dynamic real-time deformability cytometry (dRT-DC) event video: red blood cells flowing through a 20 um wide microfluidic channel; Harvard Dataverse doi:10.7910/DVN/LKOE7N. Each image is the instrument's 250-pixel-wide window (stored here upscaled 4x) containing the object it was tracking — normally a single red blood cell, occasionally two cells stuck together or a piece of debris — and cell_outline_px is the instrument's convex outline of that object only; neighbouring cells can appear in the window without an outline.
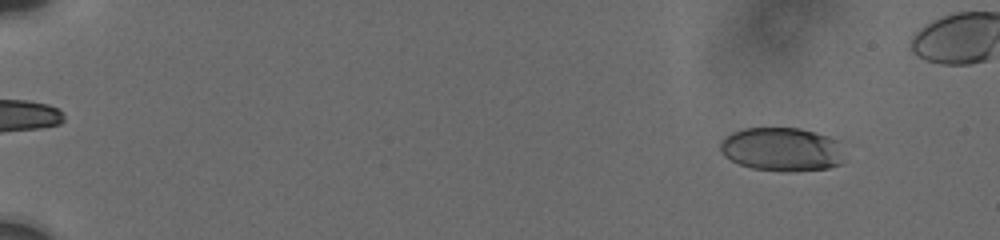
{"species": "human", "species_latin": "Homo sapiens", "temperature_condition": "cold", "stored_images_in_passage": 19, "camera_frame_rate_fps": 3000, "um_per_image_px": 0.085, "donor": {"sex": "male"}, "frame": {"image": 1, "passage_image": 3, "time_ms": 1.333, "image_size_px": [1000, 240], "cell_outline_px": [[840, 164], [828, 168], [792, 172], [788, 172], [752, 168], [740, 164], [724, 156], [720, 152], [720, 144], [732, 132], [744, 128], [800, 128], [816, 132], [840, 140]], "centroid_in_image_um": [66.45, 12.69], "position_along_channel_um": 18.5, "area_um2": 31.5}}
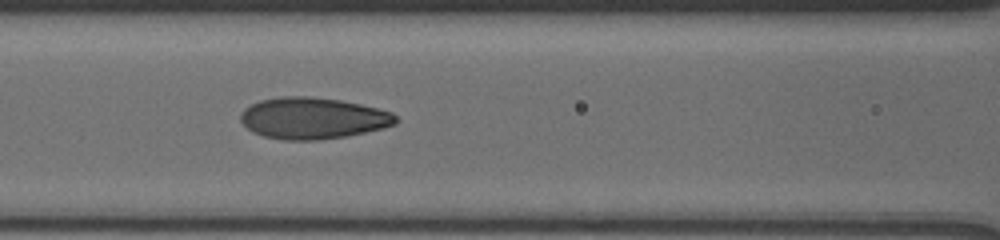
{"frame": {"image": 2, "passage_image": 13, "time_ms": 8.667, "image_size_px": [1000, 240], "cell_outline_px": [[396, 120], [392, 124], [384, 128], [348, 136], [316, 140], [284, 140], [264, 136], [252, 132], [240, 120], [240, 116], [244, 108], [260, 100], [280, 96], [308, 96], [340, 100], [360, 104], [392, 112], [396, 116]], "centroid_in_image_um": [26.56, 10.04], "position_along_channel_um": 140.0, "area_um2": 37.4}}
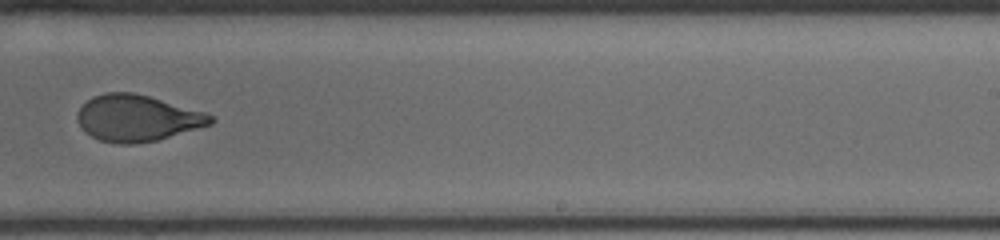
{"frame": {"image": 3, "passage_image": 18, "time_ms": 12.333, "image_size_px": [1000, 240], "cell_outline_px": [[216, 120], [212, 124], [156, 140], [132, 144], [120, 144], [100, 140], [84, 132], [76, 116], [76, 112], [92, 96], [104, 92], [132, 92], [148, 96], [204, 112], [212, 116]], "centroid_in_image_um": [11.63, 10.04], "position_along_channel_um": 277.4, "area_um2": 35.72}}